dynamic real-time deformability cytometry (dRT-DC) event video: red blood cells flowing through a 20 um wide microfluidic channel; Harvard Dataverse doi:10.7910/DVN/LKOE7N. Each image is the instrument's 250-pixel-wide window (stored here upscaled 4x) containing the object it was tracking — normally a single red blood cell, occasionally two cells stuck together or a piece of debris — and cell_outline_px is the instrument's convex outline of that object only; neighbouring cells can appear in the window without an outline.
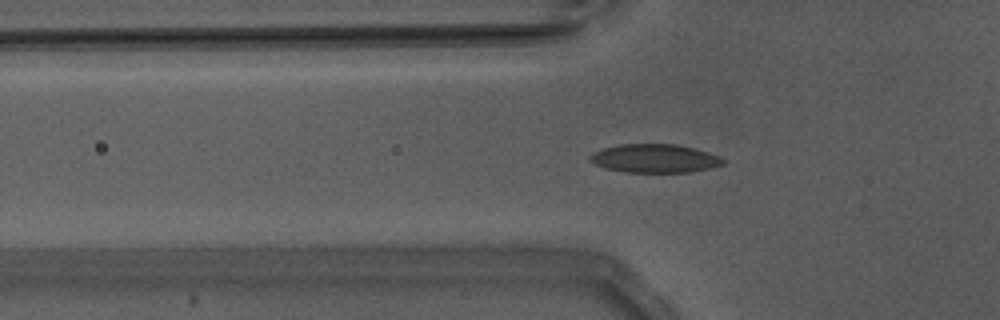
{"species": "Egyptian fruit bat (a non-hibernating species)", "species_latin": "Rousettus aegyptiacus", "temperature_condition": "warm", "stored_images_in_passage": 36, "segment_of_instrument_passage": [1, 2], "camera_frame_rate_fps": 3000, "um_per_image_px": 0.085, "animal": {"sex": "male"}, "frame": {"image": 1, "passage_image": 4, "time_ms": 1.0, "image_size_px": [1000, 320], "cell_outline_px": [[724, 164], [712, 168], [692, 172], [624, 172], [604, 168], [588, 160], [588, 156], [604, 148], [620, 144], [676, 144], [696, 148], [720, 156], [724, 160]], "centroid_in_image_um": [55.68, 13.47], "position_along_channel_um": 70.1, "area_um2": 22.25}}
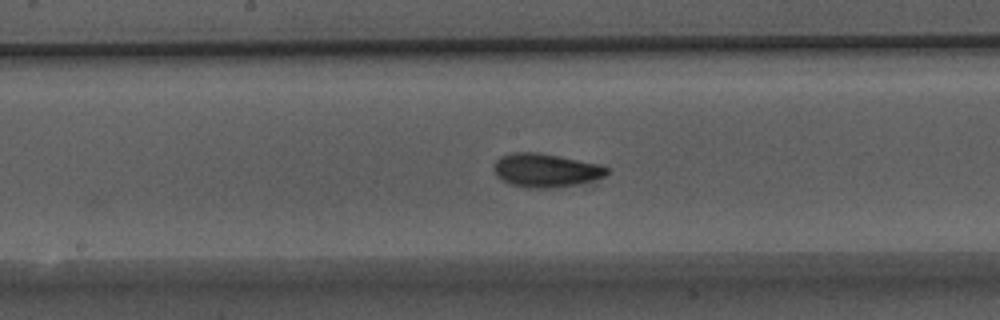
{"frame": {"image": 2, "passage_image": 13, "time_ms": 4.0, "image_size_px": [1000, 320], "cell_outline_px": [[612, 168], [604, 176], [592, 180], [576, 184], [552, 188], [528, 188], [512, 184], [496, 176], [492, 168], [492, 164], [500, 156], [512, 152], [540, 152], [600, 164]], "centroid_in_image_um": [46.37, 14.46], "position_along_channel_um": 201.8, "area_um2": 22.31}}
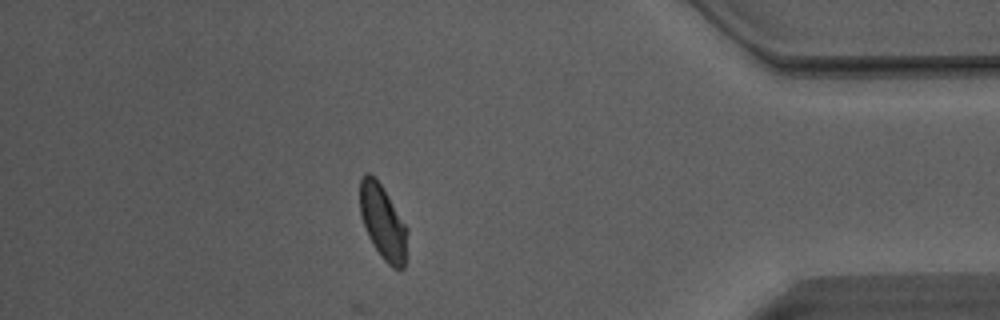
{"frame": {"image": 3, "passage_image": 29, "time_ms": 9.333, "image_size_px": [1000, 320], "cell_outline_px": [[408, 232], [404, 268], [400, 272], [392, 268], [380, 256], [372, 244], [368, 236], [360, 216], [360, 176], [364, 172], [368, 172], [376, 176], [408, 228]], "centroid_in_image_um": [32.54, 18.88], "position_along_channel_um": 402.7, "area_um2": 21.04}}